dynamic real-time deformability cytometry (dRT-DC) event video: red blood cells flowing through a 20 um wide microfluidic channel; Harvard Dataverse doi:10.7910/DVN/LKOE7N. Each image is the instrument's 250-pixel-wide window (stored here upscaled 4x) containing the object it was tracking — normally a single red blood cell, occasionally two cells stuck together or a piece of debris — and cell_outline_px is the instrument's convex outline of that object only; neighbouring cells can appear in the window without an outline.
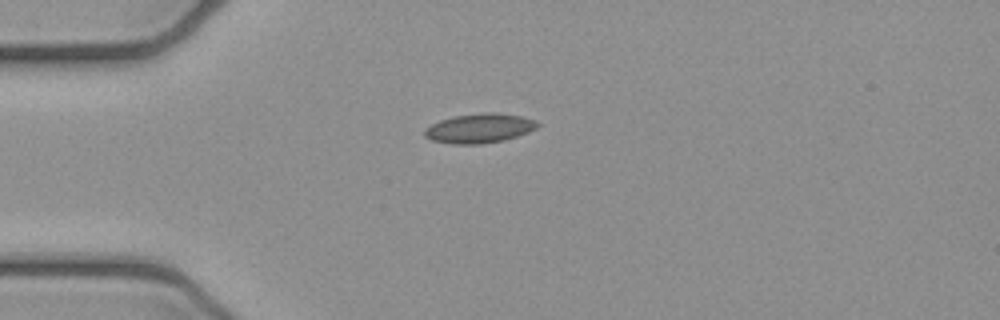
{"species": "common noctule bat (a hibernating species)", "species_latin": "Nyctalus noctula", "temperature_condition": "cold", "stored_images_in_passage": 3, "camera_frame_rate_fps": 3000, "um_per_image_px": 0.085, "animal": {"sex": "female", "body_mass_g": 21.9}, "frame": {"image": 1, "passage_image": 3, "time_ms": 0.667, "image_size_px": [1000, 320], "cell_outline_px": [[540, 124], [536, 128], [528, 132], [504, 140], [480, 144], [452, 144], [432, 140], [424, 136], [424, 128], [440, 120], [456, 116], [484, 112], [496, 112], [520, 116], [536, 120]], "centroid_in_image_um": [40.75, 10.9], "position_along_channel_um": 44.3, "area_um2": 19.31}}